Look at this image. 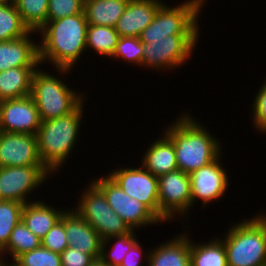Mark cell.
<instances>
[{
    "instance_id": "cell-41",
    "label": "cell",
    "mask_w": 266,
    "mask_h": 266,
    "mask_svg": "<svg viewBox=\"0 0 266 266\" xmlns=\"http://www.w3.org/2000/svg\"><path fill=\"white\" fill-rule=\"evenodd\" d=\"M198 1H200L203 5H205L206 0H198Z\"/></svg>"
},
{
    "instance_id": "cell-15",
    "label": "cell",
    "mask_w": 266,
    "mask_h": 266,
    "mask_svg": "<svg viewBox=\"0 0 266 266\" xmlns=\"http://www.w3.org/2000/svg\"><path fill=\"white\" fill-rule=\"evenodd\" d=\"M44 166L36 135L0 131V167Z\"/></svg>"
},
{
    "instance_id": "cell-8",
    "label": "cell",
    "mask_w": 266,
    "mask_h": 266,
    "mask_svg": "<svg viewBox=\"0 0 266 266\" xmlns=\"http://www.w3.org/2000/svg\"><path fill=\"white\" fill-rule=\"evenodd\" d=\"M200 34H173L172 39L143 42L142 67L152 70H176L192 56Z\"/></svg>"
},
{
    "instance_id": "cell-5",
    "label": "cell",
    "mask_w": 266,
    "mask_h": 266,
    "mask_svg": "<svg viewBox=\"0 0 266 266\" xmlns=\"http://www.w3.org/2000/svg\"><path fill=\"white\" fill-rule=\"evenodd\" d=\"M40 68L33 73L31 96L41 121L70 114L85 100L83 92L73 90L61 78Z\"/></svg>"
},
{
    "instance_id": "cell-34",
    "label": "cell",
    "mask_w": 266,
    "mask_h": 266,
    "mask_svg": "<svg viewBox=\"0 0 266 266\" xmlns=\"http://www.w3.org/2000/svg\"><path fill=\"white\" fill-rule=\"evenodd\" d=\"M41 246L58 254H61L69 247L64 228V213L61 215L60 220L41 239Z\"/></svg>"
},
{
    "instance_id": "cell-7",
    "label": "cell",
    "mask_w": 266,
    "mask_h": 266,
    "mask_svg": "<svg viewBox=\"0 0 266 266\" xmlns=\"http://www.w3.org/2000/svg\"><path fill=\"white\" fill-rule=\"evenodd\" d=\"M79 197V203L73 206L100 235L102 241L111 237L122 236L132 230L107 203L104 193L93 183H89Z\"/></svg>"
},
{
    "instance_id": "cell-40",
    "label": "cell",
    "mask_w": 266,
    "mask_h": 266,
    "mask_svg": "<svg viewBox=\"0 0 266 266\" xmlns=\"http://www.w3.org/2000/svg\"><path fill=\"white\" fill-rule=\"evenodd\" d=\"M14 0H0V4H8V3H13Z\"/></svg>"
},
{
    "instance_id": "cell-32",
    "label": "cell",
    "mask_w": 266,
    "mask_h": 266,
    "mask_svg": "<svg viewBox=\"0 0 266 266\" xmlns=\"http://www.w3.org/2000/svg\"><path fill=\"white\" fill-rule=\"evenodd\" d=\"M16 261L22 266H62L60 254L43 246L23 253Z\"/></svg>"
},
{
    "instance_id": "cell-21",
    "label": "cell",
    "mask_w": 266,
    "mask_h": 266,
    "mask_svg": "<svg viewBox=\"0 0 266 266\" xmlns=\"http://www.w3.org/2000/svg\"><path fill=\"white\" fill-rule=\"evenodd\" d=\"M42 201H34L24 204L21 221L37 237L42 239L54 224L60 220L66 208L59 209Z\"/></svg>"
},
{
    "instance_id": "cell-6",
    "label": "cell",
    "mask_w": 266,
    "mask_h": 266,
    "mask_svg": "<svg viewBox=\"0 0 266 266\" xmlns=\"http://www.w3.org/2000/svg\"><path fill=\"white\" fill-rule=\"evenodd\" d=\"M203 6L198 0H185L174 7L163 3L139 39H172L173 34H200L198 23Z\"/></svg>"
},
{
    "instance_id": "cell-2",
    "label": "cell",
    "mask_w": 266,
    "mask_h": 266,
    "mask_svg": "<svg viewBox=\"0 0 266 266\" xmlns=\"http://www.w3.org/2000/svg\"><path fill=\"white\" fill-rule=\"evenodd\" d=\"M183 113L164 129V133L174 144L178 170L190 175L216 160L223 149L220 141L198 119L188 112Z\"/></svg>"
},
{
    "instance_id": "cell-4",
    "label": "cell",
    "mask_w": 266,
    "mask_h": 266,
    "mask_svg": "<svg viewBox=\"0 0 266 266\" xmlns=\"http://www.w3.org/2000/svg\"><path fill=\"white\" fill-rule=\"evenodd\" d=\"M242 219L220 238L228 266H266V213Z\"/></svg>"
},
{
    "instance_id": "cell-28",
    "label": "cell",
    "mask_w": 266,
    "mask_h": 266,
    "mask_svg": "<svg viewBox=\"0 0 266 266\" xmlns=\"http://www.w3.org/2000/svg\"><path fill=\"white\" fill-rule=\"evenodd\" d=\"M29 31L14 3L0 4V42L23 37Z\"/></svg>"
},
{
    "instance_id": "cell-38",
    "label": "cell",
    "mask_w": 266,
    "mask_h": 266,
    "mask_svg": "<svg viewBox=\"0 0 266 266\" xmlns=\"http://www.w3.org/2000/svg\"><path fill=\"white\" fill-rule=\"evenodd\" d=\"M6 260L8 261L7 258L4 260H3V258H1V266H22L16 260L11 261V263H10V261L5 262Z\"/></svg>"
},
{
    "instance_id": "cell-35",
    "label": "cell",
    "mask_w": 266,
    "mask_h": 266,
    "mask_svg": "<svg viewBox=\"0 0 266 266\" xmlns=\"http://www.w3.org/2000/svg\"><path fill=\"white\" fill-rule=\"evenodd\" d=\"M251 105V118L253 117L251 122L254 124L256 131L266 135V79L262 86L259 87V91L256 93Z\"/></svg>"
},
{
    "instance_id": "cell-14",
    "label": "cell",
    "mask_w": 266,
    "mask_h": 266,
    "mask_svg": "<svg viewBox=\"0 0 266 266\" xmlns=\"http://www.w3.org/2000/svg\"><path fill=\"white\" fill-rule=\"evenodd\" d=\"M41 119L31 95L0 101V131L36 135Z\"/></svg>"
},
{
    "instance_id": "cell-18",
    "label": "cell",
    "mask_w": 266,
    "mask_h": 266,
    "mask_svg": "<svg viewBox=\"0 0 266 266\" xmlns=\"http://www.w3.org/2000/svg\"><path fill=\"white\" fill-rule=\"evenodd\" d=\"M29 31L25 36L0 42V72L13 67H39V43H35Z\"/></svg>"
},
{
    "instance_id": "cell-3",
    "label": "cell",
    "mask_w": 266,
    "mask_h": 266,
    "mask_svg": "<svg viewBox=\"0 0 266 266\" xmlns=\"http://www.w3.org/2000/svg\"><path fill=\"white\" fill-rule=\"evenodd\" d=\"M85 100L70 114L41 121L36 134L38 151L44 167L53 176L67 163L74 150L84 119Z\"/></svg>"
},
{
    "instance_id": "cell-10",
    "label": "cell",
    "mask_w": 266,
    "mask_h": 266,
    "mask_svg": "<svg viewBox=\"0 0 266 266\" xmlns=\"http://www.w3.org/2000/svg\"><path fill=\"white\" fill-rule=\"evenodd\" d=\"M92 182L104 193L107 203L131 230L161 223L143 203L128 196L108 175L92 179Z\"/></svg>"
},
{
    "instance_id": "cell-29",
    "label": "cell",
    "mask_w": 266,
    "mask_h": 266,
    "mask_svg": "<svg viewBox=\"0 0 266 266\" xmlns=\"http://www.w3.org/2000/svg\"><path fill=\"white\" fill-rule=\"evenodd\" d=\"M136 231L122 236L111 237L102 241L100 258L109 266H120L126 253L138 241ZM112 241V242H111ZM114 241V243H113ZM108 245L111 249H107Z\"/></svg>"
},
{
    "instance_id": "cell-24",
    "label": "cell",
    "mask_w": 266,
    "mask_h": 266,
    "mask_svg": "<svg viewBox=\"0 0 266 266\" xmlns=\"http://www.w3.org/2000/svg\"><path fill=\"white\" fill-rule=\"evenodd\" d=\"M190 238L191 266H228L224 243L219 237L203 243Z\"/></svg>"
},
{
    "instance_id": "cell-22",
    "label": "cell",
    "mask_w": 266,
    "mask_h": 266,
    "mask_svg": "<svg viewBox=\"0 0 266 266\" xmlns=\"http://www.w3.org/2000/svg\"><path fill=\"white\" fill-rule=\"evenodd\" d=\"M38 67H13L0 72V101L31 95L32 77Z\"/></svg>"
},
{
    "instance_id": "cell-11",
    "label": "cell",
    "mask_w": 266,
    "mask_h": 266,
    "mask_svg": "<svg viewBox=\"0 0 266 266\" xmlns=\"http://www.w3.org/2000/svg\"><path fill=\"white\" fill-rule=\"evenodd\" d=\"M53 175L44 166L0 167V197L23 204L34 202L29 195Z\"/></svg>"
},
{
    "instance_id": "cell-9",
    "label": "cell",
    "mask_w": 266,
    "mask_h": 266,
    "mask_svg": "<svg viewBox=\"0 0 266 266\" xmlns=\"http://www.w3.org/2000/svg\"><path fill=\"white\" fill-rule=\"evenodd\" d=\"M158 199L161 223L172 222L177 215L188 220L192 207L190 175L176 170L159 176Z\"/></svg>"
},
{
    "instance_id": "cell-1",
    "label": "cell",
    "mask_w": 266,
    "mask_h": 266,
    "mask_svg": "<svg viewBox=\"0 0 266 266\" xmlns=\"http://www.w3.org/2000/svg\"><path fill=\"white\" fill-rule=\"evenodd\" d=\"M87 27L84 13L47 20L38 31L41 35L38 41L40 64L49 62L60 75L70 73L87 50Z\"/></svg>"
},
{
    "instance_id": "cell-27",
    "label": "cell",
    "mask_w": 266,
    "mask_h": 266,
    "mask_svg": "<svg viewBox=\"0 0 266 266\" xmlns=\"http://www.w3.org/2000/svg\"><path fill=\"white\" fill-rule=\"evenodd\" d=\"M13 3L24 25L38 33L47 22L48 0H14Z\"/></svg>"
},
{
    "instance_id": "cell-12",
    "label": "cell",
    "mask_w": 266,
    "mask_h": 266,
    "mask_svg": "<svg viewBox=\"0 0 266 266\" xmlns=\"http://www.w3.org/2000/svg\"><path fill=\"white\" fill-rule=\"evenodd\" d=\"M107 173L130 197L143 203L159 219L158 177L138 167L116 168Z\"/></svg>"
},
{
    "instance_id": "cell-26",
    "label": "cell",
    "mask_w": 266,
    "mask_h": 266,
    "mask_svg": "<svg viewBox=\"0 0 266 266\" xmlns=\"http://www.w3.org/2000/svg\"><path fill=\"white\" fill-rule=\"evenodd\" d=\"M41 246V239L34 235L27 226L20 221L12 230L7 246L0 252V258L11 255L16 260L25 252L34 250ZM7 254V255H5Z\"/></svg>"
},
{
    "instance_id": "cell-25",
    "label": "cell",
    "mask_w": 266,
    "mask_h": 266,
    "mask_svg": "<svg viewBox=\"0 0 266 266\" xmlns=\"http://www.w3.org/2000/svg\"><path fill=\"white\" fill-rule=\"evenodd\" d=\"M120 36L115 30V27L88 25L86 35V49H90L96 54L111 58Z\"/></svg>"
},
{
    "instance_id": "cell-20",
    "label": "cell",
    "mask_w": 266,
    "mask_h": 266,
    "mask_svg": "<svg viewBox=\"0 0 266 266\" xmlns=\"http://www.w3.org/2000/svg\"><path fill=\"white\" fill-rule=\"evenodd\" d=\"M152 142L140 161L141 165L156 177L178 170L172 140L163 132L161 138Z\"/></svg>"
},
{
    "instance_id": "cell-19",
    "label": "cell",
    "mask_w": 266,
    "mask_h": 266,
    "mask_svg": "<svg viewBox=\"0 0 266 266\" xmlns=\"http://www.w3.org/2000/svg\"><path fill=\"white\" fill-rule=\"evenodd\" d=\"M183 231L149 250L147 266H191L190 235Z\"/></svg>"
},
{
    "instance_id": "cell-33",
    "label": "cell",
    "mask_w": 266,
    "mask_h": 266,
    "mask_svg": "<svg viewBox=\"0 0 266 266\" xmlns=\"http://www.w3.org/2000/svg\"><path fill=\"white\" fill-rule=\"evenodd\" d=\"M85 0H48L47 20L84 13Z\"/></svg>"
},
{
    "instance_id": "cell-31",
    "label": "cell",
    "mask_w": 266,
    "mask_h": 266,
    "mask_svg": "<svg viewBox=\"0 0 266 266\" xmlns=\"http://www.w3.org/2000/svg\"><path fill=\"white\" fill-rule=\"evenodd\" d=\"M112 59H119L131 63V65L142 66L143 42L139 37H120Z\"/></svg>"
},
{
    "instance_id": "cell-30",
    "label": "cell",
    "mask_w": 266,
    "mask_h": 266,
    "mask_svg": "<svg viewBox=\"0 0 266 266\" xmlns=\"http://www.w3.org/2000/svg\"><path fill=\"white\" fill-rule=\"evenodd\" d=\"M24 204L16 201H0V252L7 246L12 230L21 221Z\"/></svg>"
},
{
    "instance_id": "cell-16",
    "label": "cell",
    "mask_w": 266,
    "mask_h": 266,
    "mask_svg": "<svg viewBox=\"0 0 266 266\" xmlns=\"http://www.w3.org/2000/svg\"><path fill=\"white\" fill-rule=\"evenodd\" d=\"M64 228L69 247L100 258L102 239L97 231L74 208L64 211Z\"/></svg>"
},
{
    "instance_id": "cell-36",
    "label": "cell",
    "mask_w": 266,
    "mask_h": 266,
    "mask_svg": "<svg viewBox=\"0 0 266 266\" xmlns=\"http://www.w3.org/2000/svg\"><path fill=\"white\" fill-rule=\"evenodd\" d=\"M62 266H90L95 258L74 247H67L61 254Z\"/></svg>"
},
{
    "instance_id": "cell-17",
    "label": "cell",
    "mask_w": 266,
    "mask_h": 266,
    "mask_svg": "<svg viewBox=\"0 0 266 266\" xmlns=\"http://www.w3.org/2000/svg\"><path fill=\"white\" fill-rule=\"evenodd\" d=\"M162 0H129L115 30L120 37H139L153 21Z\"/></svg>"
},
{
    "instance_id": "cell-13",
    "label": "cell",
    "mask_w": 266,
    "mask_h": 266,
    "mask_svg": "<svg viewBox=\"0 0 266 266\" xmlns=\"http://www.w3.org/2000/svg\"><path fill=\"white\" fill-rule=\"evenodd\" d=\"M221 156L222 154L209 165L190 174L192 207L198 200H201L202 208H206L210 202L213 203L225 196L230 176L221 164Z\"/></svg>"
},
{
    "instance_id": "cell-23",
    "label": "cell",
    "mask_w": 266,
    "mask_h": 266,
    "mask_svg": "<svg viewBox=\"0 0 266 266\" xmlns=\"http://www.w3.org/2000/svg\"><path fill=\"white\" fill-rule=\"evenodd\" d=\"M129 0H85L84 14L88 25L115 27Z\"/></svg>"
},
{
    "instance_id": "cell-39",
    "label": "cell",
    "mask_w": 266,
    "mask_h": 266,
    "mask_svg": "<svg viewBox=\"0 0 266 266\" xmlns=\"http://www.w3.org/2000/svg\"><path fill=\"white\" fill-rule=\"evenodd\" d=\"M90 266H109L106 262H104L101 258H96Z\"/></svg>"
},
{
    "instance_id": "cell-37",
    "label": "cell",
    "mask_w": 266,
    "mask_h": 266,
    "mask_svg": "<svg viewBox=\"0 0 266 266\" xmlns=\"http://www.w3.org/2000/svg\"><path fill=\"white\" fill-rule=\"evenodd\" d=\"M149 250L144 251L139 240L131 247V249L126 253L124 259L122 260L120 266H144L142 264V258L144 260L148 259ZM146 252V253H145ZM145 254V255H144ZM143 255V256H142Z\"/></svg>"
}]
</instances>
